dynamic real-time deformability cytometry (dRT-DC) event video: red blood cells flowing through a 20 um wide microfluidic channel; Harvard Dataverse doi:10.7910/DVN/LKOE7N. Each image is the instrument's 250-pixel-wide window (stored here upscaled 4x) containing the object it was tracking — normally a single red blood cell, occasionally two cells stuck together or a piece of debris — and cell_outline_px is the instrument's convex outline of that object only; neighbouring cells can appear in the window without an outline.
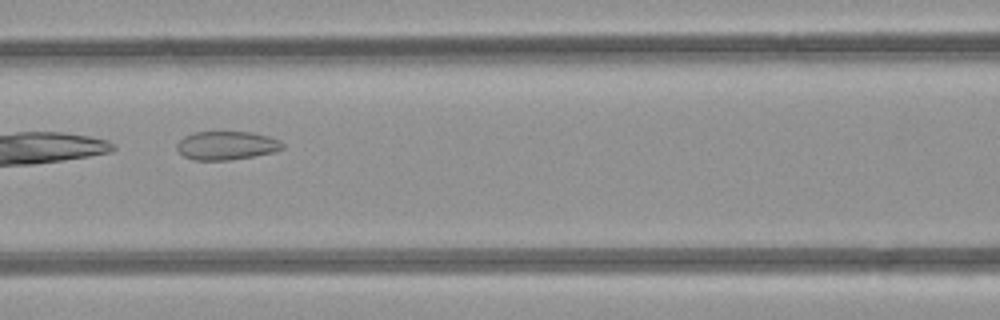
{"species": "common noctule bat (a hibernating species)", "species_latin": "Nyctalus noctula", "temperature_condition": "room temperature", "stored_images_in_passage": 5, "camera_frame_rate_fps": 3000, "um_per_image_px": 0.085, "animal": {"sex": "female", "body_mass_g": 21.9}, "frame": {"image": 1, "passage_image": 5, "time_ms": 4.667, "image_size_px": [1000, 320], "cell_outline_px": [[284, 148], [272, 152], [252, 156], [228, 160], [192, 160], [184, 156], [176, 148], [176, 144], [184, 136], [192, 132], [252, 132], [268, 136], [280, 140], [284, 144]], "centroid_in_image_um": [19.24, 12.36], "position_along_channel_um": 147.4, "area_um2": 17.57}}